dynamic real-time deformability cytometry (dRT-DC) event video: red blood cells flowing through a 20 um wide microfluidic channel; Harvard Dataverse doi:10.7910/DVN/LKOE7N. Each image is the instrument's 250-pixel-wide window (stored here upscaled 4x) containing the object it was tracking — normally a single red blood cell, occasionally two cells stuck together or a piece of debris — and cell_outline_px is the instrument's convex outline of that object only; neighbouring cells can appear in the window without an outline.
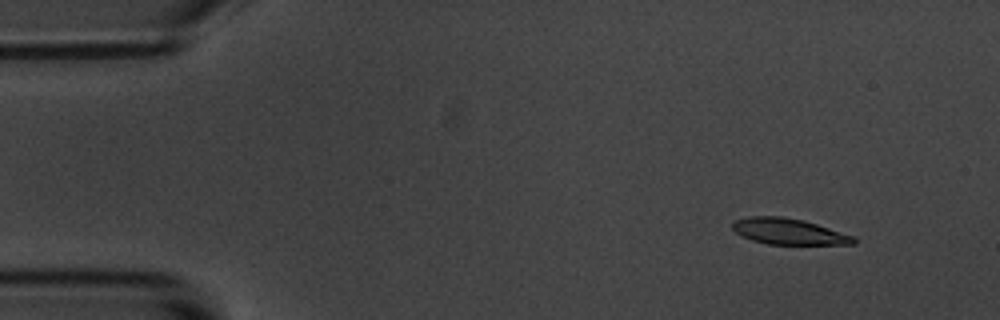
{"species": "common noctule bat (a hibernating species)", "species_latin": "Nyctalus noctula", "temperature_condition": "room temperature", "stored_images_in_passage": 4, "camera_frame_rate_fps": 3000, "um_per_image_px": 0.085, "animal": {"sex": "male", "body_mass_g": 20.1, "forearm_length_mm": 53.5}, "frame": {"image": 1, "passage_image": 1, "time_ms": 0.0, "image_size_px": [1000, 320], "cell_outline_px": [[856, 244], [768, 244], [752, 240], [736, 232], [732, 228], [732, 224], [736, 220], [748, 216], [780, 216], [804, 220], [856, 236]], "centroid_in_image_um": [67.08, 19.67], "position_along_channel_um": 17.9, "area_um2": 18.32}}
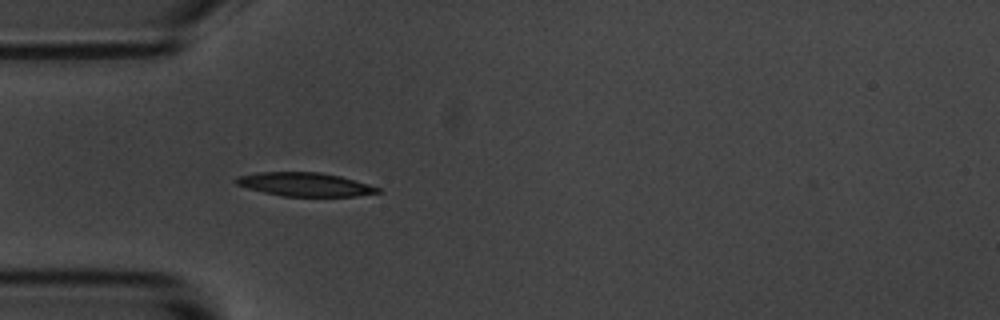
{"frame": {"image": 2, "passage_image": 4, "time_ms": 3.667, "image_size_px": [1000, 320], "cell_outline_px": [[380, 192], [356, 196], [284, 196], [264, 192], [248, 188], [236, 184], [232, 180], [236, 176], [256, 172], [320, 172], [340, 176], [368, 184], [380, 188]], "centroid_in_image_um": [25.86, 15.66], "position_along_channel_um": 59.1, "area_um2": 19.48}}